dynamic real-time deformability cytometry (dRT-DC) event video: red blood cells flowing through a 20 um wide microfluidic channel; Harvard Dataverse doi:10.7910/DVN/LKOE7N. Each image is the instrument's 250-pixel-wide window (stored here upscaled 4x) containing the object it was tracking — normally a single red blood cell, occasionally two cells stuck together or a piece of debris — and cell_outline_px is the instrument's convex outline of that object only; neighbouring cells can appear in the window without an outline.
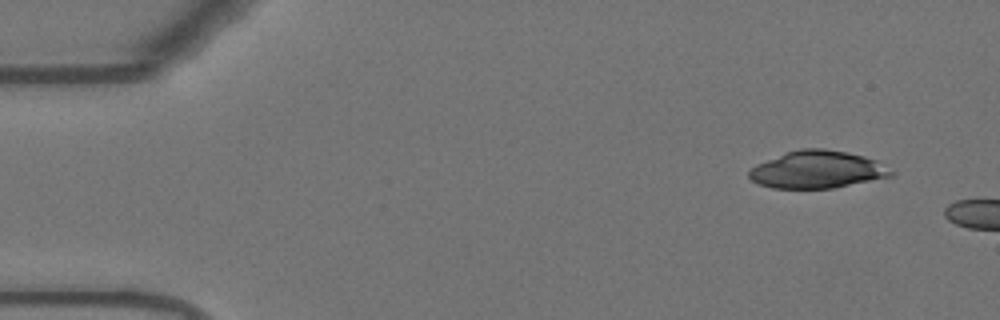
{"species": "Egyptian fruit bat (a non-hibernating species)", "species_latin": "Rousettus aegyptiacus", "temperature_condition": "warm", "stored_images_in_passage": 4, "camera_frame_rate_fps": 3000, "um_per_image_px": 0.085, "animal": {"sex": "female"}, "frame": {"image": 1, "passage_image": 1, "time_ms": 0.0, "image_size_px": [1000, 320], "cell_outline_px": [[896, 172], [892, 176], [832, 188], [772, 188], [760, 184], [752, 180], [748, 176], [748, 172], [756, 164], [788, 152], [800, 148], [824, 148], [848, 152], [864, 156], [876, 160]], "centroid_in_image_um": [69.49, 14.41], "position_along_channel_um": 15.5, "area_um2": 30.81}}